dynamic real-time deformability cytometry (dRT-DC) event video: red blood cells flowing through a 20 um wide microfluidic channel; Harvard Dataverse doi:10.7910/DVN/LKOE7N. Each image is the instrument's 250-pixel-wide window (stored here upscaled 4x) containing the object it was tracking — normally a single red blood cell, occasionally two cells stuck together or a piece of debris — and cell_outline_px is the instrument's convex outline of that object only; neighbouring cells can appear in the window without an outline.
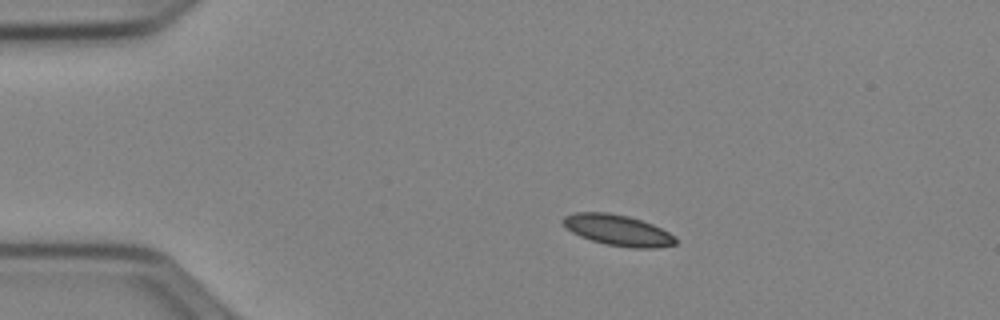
{"species": "Egyptian fruit bat (a non-hibernating species)", "species_latin": "Rousettus aegyptiacus", "temperature_condition": "cold", "stored_images_in_passage": 43, "camera_frame_rate_fps": 3000, "um_per_image_px": 0.085, "animal": {"sex": "female"}, "frame": {"image": 1, "passage_image": 1, "time_ms": 0.0, "image_size_px": [1000, 320], "cell_outline_px": [[676, 244], [656, 248], [632, 248], [608, 244], [592, 240], [580, 236], [572, 232], [560, 220], [564, 216], [572, 212], [608, 212], [628, 216], [652, 224], [668, 232], [676, 240]], "centroid_in_image_um": [52.48, 19.55], "position_along_channel_um": 32.5, "area_um2": 20.06}}
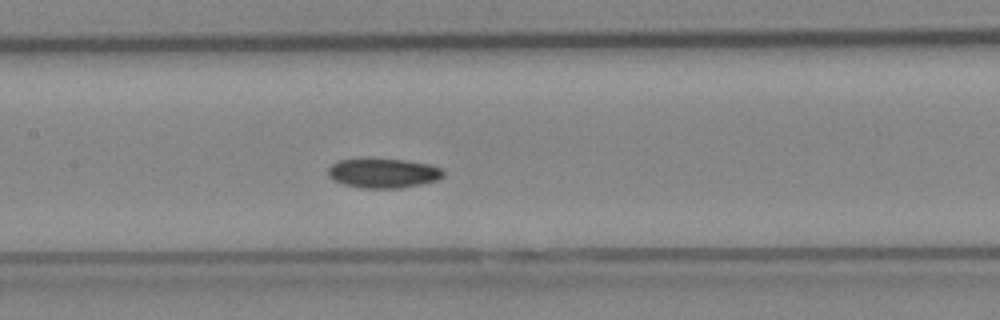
{"frame": {"image": 2, "passage_image": 16, "time_ms": 5.0, "image_size_px": [1000, 320], "cell_outline_px": [[444, 176], [440, 180], [400, 188], [364, 188], [344, 184], [332, 180], [328, 176], [328, 168], [332, 164], [340, 160], [404, 160], [428, 164], [440, 168], [444, 172]], "centroid_in_image_um": [32.6, 14.74], "position_along_channel_um": 174.8, "area_um2": 19.48}}
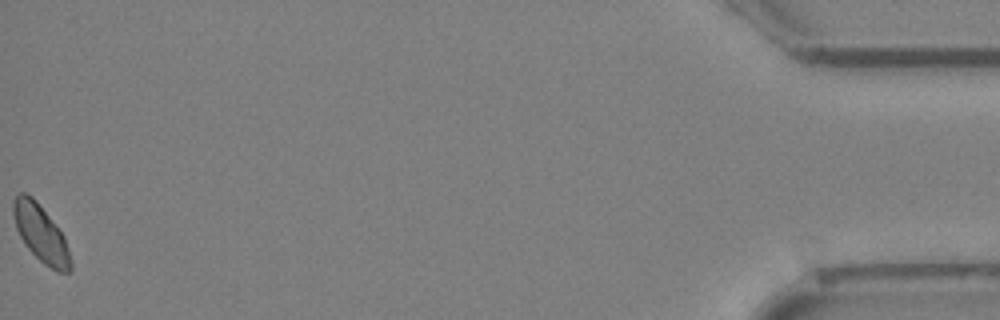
{"frame": {"image": 3, "passage_image": 43, "time_ms": 14.0, "image_size_px": [1000, 320], "cell_outline_px": [[72, 272], [56, 272], [44, 264], [24, 244], [16, 228], [12, 212], [12, 200], [20, 192], [24, 192], [32, 196], [36, 200], [64, 236], [68, 248], [72, 264]], "centroid_in_image_um": [3.46, 19.85], "position_along_channel_um": 431.7, "area_um2": 19.07}}